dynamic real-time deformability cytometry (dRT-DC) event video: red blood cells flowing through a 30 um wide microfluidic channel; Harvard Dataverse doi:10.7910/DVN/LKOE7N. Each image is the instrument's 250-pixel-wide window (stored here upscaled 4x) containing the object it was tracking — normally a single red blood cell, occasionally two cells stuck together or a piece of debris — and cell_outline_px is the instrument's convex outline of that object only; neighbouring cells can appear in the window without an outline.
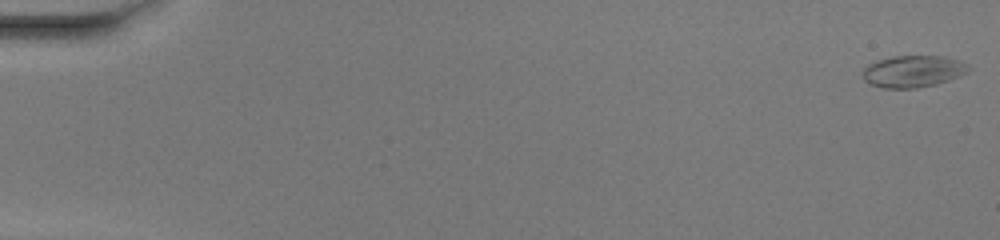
{"species": "common noctule bat (a hibernating species)", "species_latin": "Nyctalus noctula", "temperature_condition": "warm", "stored_images_in_passage": 51, "camera_frame_rate_fps": 3000, "um_per_image_px": 0.085, "animal": {"sex": "female", "body_mass_g": 20.0, "forearm_length_mm": 54.0}, "frame": {"image": 1, "passage_image": 1, "time_ms": 0.0, "image_size_px": [1000, 240], "cell_outline_px": [[968, 72], [960, 76], [936, 84], [916, 88], [884, 88], [868, 84], [864, 80], [864, 68], [868, 64], [876, 60], [892, 56], [944, 56], [960, 60], [968, 64]], "centroid_in_image_um": [77.6, 6.06], "position_along_channel_um": 7.4, "area_um2": 19.71}}
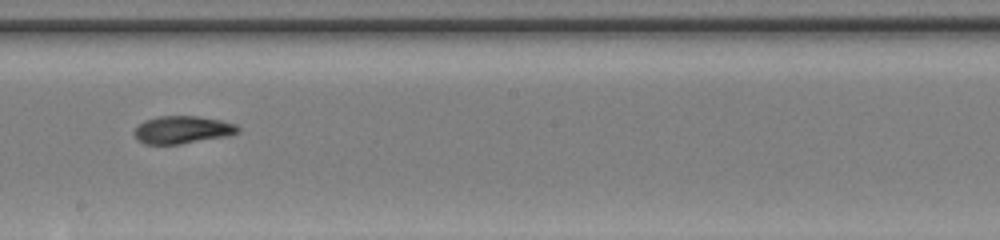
{"frame": {"image": 2, "passage_image": 30, "time_ms": 9.667, "image_size_px": [1000, 240], "cell_outline_px": [[240, 132], [228, 136], [180, 144], [144, 144], [136, 140], [132, 132], [144, 120], [160, 116], [196, 116], [220, 120], [236, 124], [240, 128]], "centroid_in_image_um": [15.49, 11.04], "position_along_channel_um": 232.7, "area_um2": 16.82}}
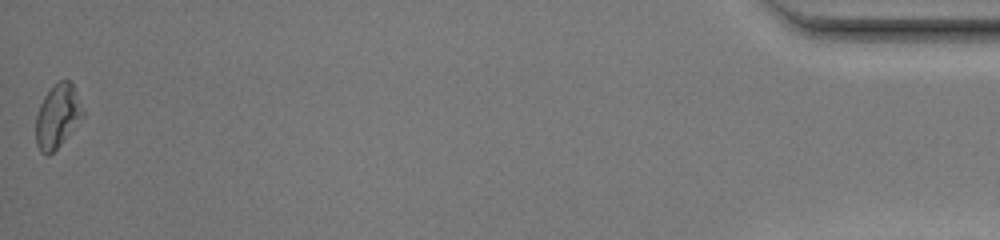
{"frame": {"image": 3, "passage_image": 51, "time_ms": 16.667, "image_size_px": [1000, 240], "cell_outline_px": [[84, 116], [60, 144], [48, 156], [40, 152], [36, 144], [36, 116], [40, 104], [44, 96], [52, 84], [60, 80], [68, 80], [72, 84], [76, 92], [84, 112]], "centroid_in_image_um": [4.87, 9.86], "position_along_channel_um": 430.3, "area_um2": 17.28}, "authors_computed_cell_mechanics": {"area_um2": 17.1666, "velocity_mm_per_s": 4.1121, "shape_relaxation_time_tau1_ms": 10.1576, "shape_relaxation_time_tau2_ms": 3.9081, "deformation_change_tau1": 0.276, "deformation_change_tau2": 0.0947}}